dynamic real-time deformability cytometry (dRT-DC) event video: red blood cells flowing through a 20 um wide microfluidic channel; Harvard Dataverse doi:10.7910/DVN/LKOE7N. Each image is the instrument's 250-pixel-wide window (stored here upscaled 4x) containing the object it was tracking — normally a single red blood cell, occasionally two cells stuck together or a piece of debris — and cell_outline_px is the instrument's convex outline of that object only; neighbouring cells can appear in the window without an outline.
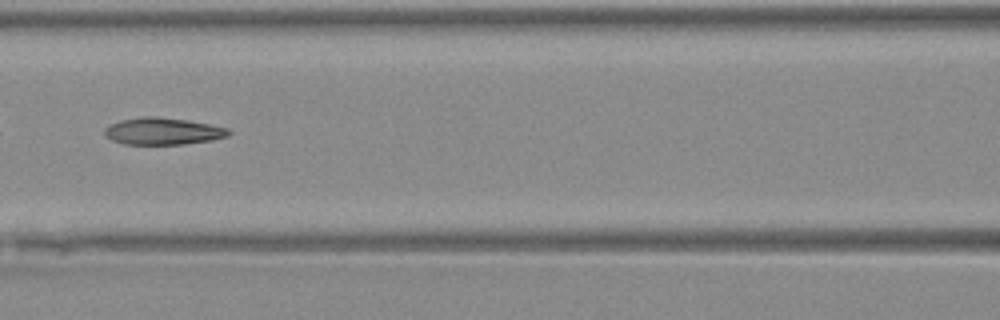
{"species": "Egyptian fruit bat (a non-hibernating species)", "species_latin": "Rousettus aegyptiacus", "temperature_condition": "warm", "stored_images_in_passage": 25, "camera_frame_rate_fps": 3000, "um_per_image_px": 0.085, "animal": {"sex": "female"}, "frame": {"image": 1, "passage_image": 22, "time_ms": 7.0, "image_size_px": [1000, 320], "cell_outline_px": [[232, 132], [228, 136], [212, 140], [184, 144], [124, 144], [112, 140], [104, 136], [104, 128], [108, 124], [120, 120], [140, 116], [156, 116], [188, 120], [228, 128]], "centroid_in_image_um": [13.81, 11.14], "position_along_channel_um": 152.8, "area_um2": 19.71}}